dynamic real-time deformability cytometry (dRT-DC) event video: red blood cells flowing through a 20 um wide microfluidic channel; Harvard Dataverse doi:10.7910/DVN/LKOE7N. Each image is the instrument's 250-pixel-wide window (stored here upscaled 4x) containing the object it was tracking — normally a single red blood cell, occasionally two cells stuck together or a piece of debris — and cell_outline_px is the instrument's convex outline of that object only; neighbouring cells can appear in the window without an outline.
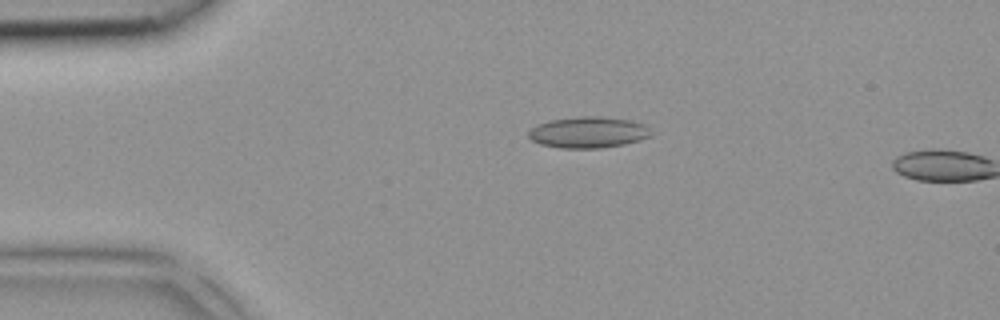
{"species": "common noctule bat (a hibernating species)", "species_latin": "Nyctalus noctula", "temperature_condition": "room temperature", "stored_images_in_passage": 4, "segment_of_instrument_passage": [1, 2], "camera_frame_rate_fps": 3000, "um_per_image_px": 0.085, "animal": {"sex": "female", "body_mass_g": 18.4}, "frame": {"image": 1, "passage_image": 3, "time_ms": 0.667, "image_size_px": [1000, 320], "cell_outline_px": [[652, 136], [640, 140], [624, 144], [604, 148], [560, 148], [540, 144], [532, 140], [528, 136], [528, 132], [536, 124], [548, 120], [576, 116], [600, 116], [632, 120], [644, 124], [652, 132]], "centroid_in_image_um": [50.0, 11.24], "position_along_channel_um": 35.0, "area_um2": 22.6}}